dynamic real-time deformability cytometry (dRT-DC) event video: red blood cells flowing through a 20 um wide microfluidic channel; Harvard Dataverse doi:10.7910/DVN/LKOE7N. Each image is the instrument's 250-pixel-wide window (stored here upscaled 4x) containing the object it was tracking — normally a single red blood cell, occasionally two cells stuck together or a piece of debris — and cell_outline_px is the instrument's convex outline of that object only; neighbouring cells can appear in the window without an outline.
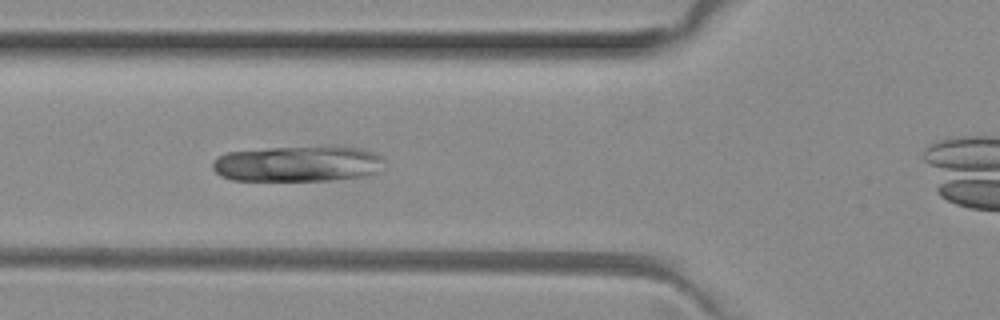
{"species": "common noctule bat (a hibernating species)", "species_latin": "Nyctalus noctula", "temperature_condition": "room temperature", "stored_images_in_passage": 5, "camera_frame_rate_fps": 3000, "um_per_image_px": 0.085, "animal": {"sex": "female", "body_mass_g": 29.2, "forearm_length_mm": 56.3}, "frame": {"image": 1, "passage_image": 3, "time_ms": 0.667, "image_size_px": [1000, 320], "cell_outline_px": [[384, 160], [372, 172], [360, 176], [328, 180], [232, 180], [220, 176], [212, 168], [212, 164], [216, 156], [228, 152], [268, 148], [336, 144], [360, 148], [372, 152], [380, 156]], "centroid_in_image_um": [25.24, 13.88], "position_along_channel_um": 100.6, "area_um2": 36.01}}
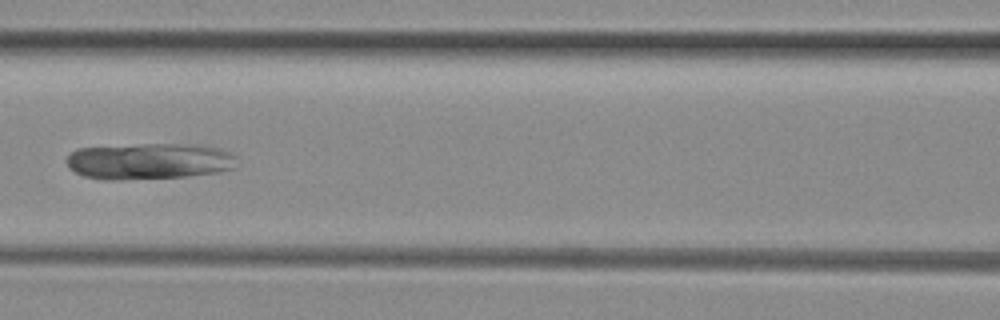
{"frame": {"image": 2, "passage_image": 4, "time_ms": 1.0, "image_size_px": [1000, 320], "cell_outline_px": [[236, 168], [220, 172], [188, 176], [120, 180], [100, 180], [84, 176], [68, 168], [64, 160], [76, 148], [140, 144], [204, 144], [220, 148], [232, 152], [236, 156]], "centroid_in_image_um": [12.7, 13.7], "position_along_channel_um": 153.9, "area_um2": 36.76}}
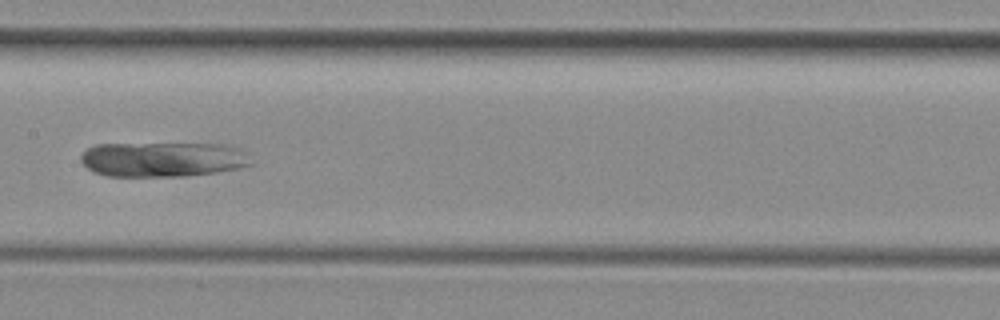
{"frame": {"image": 3, "passage_image": 5, "time_ms": 1.333, "image_size_px": [1000, 320], "cell_outline_px": [[252, 164], [240, 168], [216, 172], [184, 176], [108, 176], [92, 172], [80, 160], [80, 156], [88, 148], [96, 144], [228, 144], [240, 148], [248, 152]], "centroid_in_image_um": [13.88, 13.54], "position_along_channel_um": 193.5, "area_um2": 34.8}}